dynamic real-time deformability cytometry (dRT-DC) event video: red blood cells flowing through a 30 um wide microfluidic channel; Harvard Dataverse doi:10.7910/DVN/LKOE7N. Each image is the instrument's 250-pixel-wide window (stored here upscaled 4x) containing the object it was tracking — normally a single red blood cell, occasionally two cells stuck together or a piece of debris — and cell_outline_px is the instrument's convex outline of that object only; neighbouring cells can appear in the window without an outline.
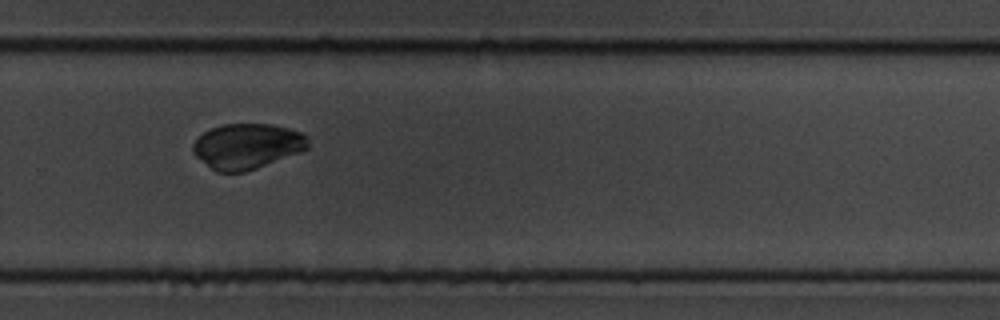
{"species": "common noctule bat (a hibernating species)", "species_latin": "Nyctalus noctula", "temperature_condition": "cold", "stored_images_in_passage": 12, "camera_frame_rate_fps": 3000, "um_per_image_px": 0.085, "animal": {"sex": "male", "body_mass_g": 19.5, "forearm_length_mm": 54.6}, "frame": {"image": 1, "passage_image": 7, "time_ms": 6.667, "image_size_px": [1000, 320], "cell_outline_px": [[308, 148], [304, 152], [244, 172], [216, 172], [196, 156], [192, 152], [192, 144], [204, 132], [212, 128], [224, 124], [272, 124], [304, 132], [308, 136]], "centroid_in_image_um": [21.05, 12.42], "position_along_channel_um": 308.7, "area_um2": 30.63}}
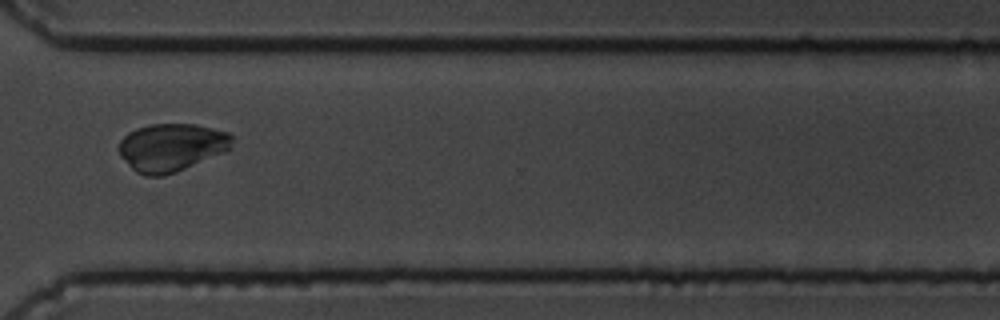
{"frame": {"image": 2, "passage_image": 8, "time_ms": 8.0, "image_size_px": [1000, 320], "cell_outline_px": [[232, 148], [224, 152], [176, 172], [164, 176], [144, 176], [136, 172], [120, 156], [120, 140], [128, 132], [136, 128], [152, 124], [196, 124], [228, 132], [232, 136]], "centroid_in_image_um": [14.58, 12.52], "position_along_channel_um": 356.0, "area_um2": 31.56}}